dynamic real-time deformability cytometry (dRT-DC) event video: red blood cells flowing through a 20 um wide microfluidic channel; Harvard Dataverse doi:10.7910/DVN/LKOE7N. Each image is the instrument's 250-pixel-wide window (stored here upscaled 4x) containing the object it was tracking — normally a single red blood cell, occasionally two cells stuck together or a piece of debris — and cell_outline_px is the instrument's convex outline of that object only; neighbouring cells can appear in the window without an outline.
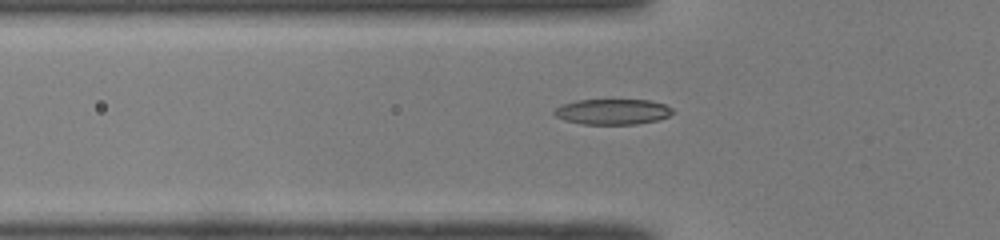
{"species": "common noctule bat (a hibernating species)", "species_latin": "Nyctalus noctula", "temperature_condition": "room temperature", "stored_images_in_passage": 30, "camera_frame_rate_fps": 3000, "um_per_image_px": 0.085, "animal": {"sex": "male", "body_mass_g": 19.0, "forearm_length_mm": 50.8}, "frame": {"image": 1, "passage_image": 2, "time_ms": 0.333, "image_size_px": [1000, 240], "cell_outline_px": [[676, 112], [668, 116], [656, 120], [636, 124], [584, 124], [564, 120], [556, 116], [552, 112], [560, 104], [576, 100], [648, 100], [664, 104], [672, 108]], "centroid_in_image_um": [52.05, 9.49], "position_along_channel_um": 73.7, "area_um2": 17.63}}
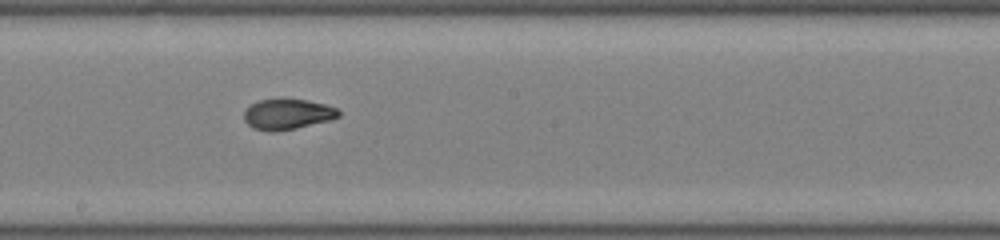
{"frame": {"image": 2, "passage_image": 13, "time_ms": 4.0, "image_size_px": [1000, 240], "cell_outline_px": [[340, 116], [332, 120], [296, 128], [276, 132], [268, 132], [252, 128], [244, 120], [244, 112], [252, 104], [260, 100], [308, 100], [324, 104], [336, 108], [340, 112]], "centroid_in_image_um": [24.45, 9.74], "position_along_channel_um": 223.8, "area_um2": 16.7}}
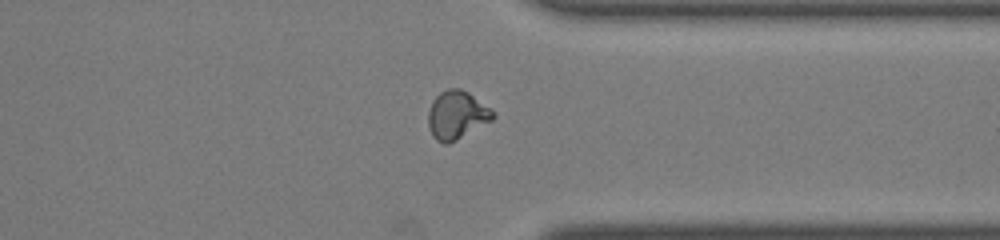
{"frame": {"image": 3, "passage_image": 24, "time_ms": 7.667, "image_size_px": [1000, 240], "cell_outline_px": [[496, 116], [492, 120], [456, 140], [448, 144], [444, 144], [436, 140], [432, 136], [428, 124], [428, 112], [432, 100], [440, 92], [448, 88], [460, 88], [468, 92], [492, 108], [496, 112]], "centroid_in_image_um": [38.83, 9.76], "position_along_channel_um": 372.6, "area_um2": 18.38}}